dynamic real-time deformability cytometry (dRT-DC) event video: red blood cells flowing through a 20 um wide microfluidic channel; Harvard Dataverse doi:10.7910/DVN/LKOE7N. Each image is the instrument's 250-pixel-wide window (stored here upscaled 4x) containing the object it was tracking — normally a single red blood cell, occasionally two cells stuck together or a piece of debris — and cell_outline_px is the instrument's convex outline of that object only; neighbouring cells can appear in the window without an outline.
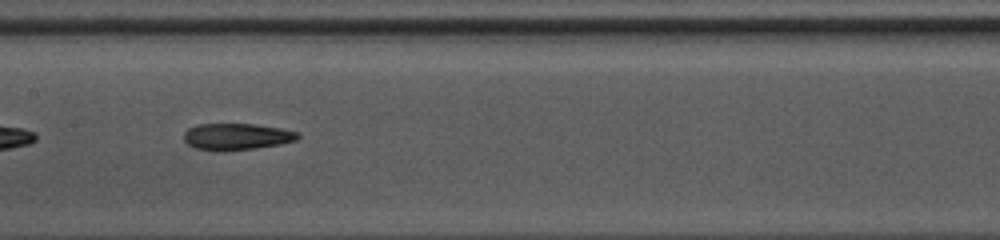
{"species": "common noctule bat (a hibernating species)", "species_latin": "Nyctalus noctula", "temperature_condition": "warm", "stored_images_in_passage": 31, "camera_frame_rate_fps": 3000, "um_per_image_px": 0.085, "animal": {"sex": "female", "body_mass_g": 10.0, "forearm_length_mm": 53.1}, "frame": {"image": 1, "passage_image": 10, "time_ms": 3.0, "image_size_px": [1000, 240], "cell_outline_px": [[300, 136], [296, 140], [280, 144], [256, 148], [224, 152], [216, 152], [196, 148], [188, 144], [184, 140], [184, 132], [188, 128], [196, 124], [252, 124], [280, 128], [300, 132]], "centroid_in_image_um": [20.1, 11.62], "position_along_channel_um": 187.3, "area_um2": 17.92}}
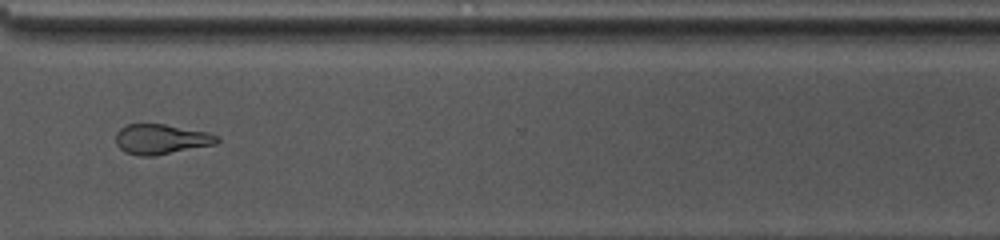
{"frame": {"image": 2, "passage_image": 22, "time_ms": 7.0, "image_size_px": [1000, 240], "cell_outline_px": [[220, 140], [216, 144], [152, 156], [140, 156], [124, 152], [116, 144], [116, 132], [120, 128], [128, 124], [164, 124], [208, 132], [220, 136]], "centroid_in_image_um": [13.7, 11.83], "position_along_channel_um": 356.9, "area_um2": 17.74}, "authors_computed_cell_mechanics": {"area_um2": 17.918, "velocity_mm_per_s": 4.25, "shape_relaxation_time_tau1_ms": 8.3983, "shape_relaxation_time_tau2_ms": 3.9125, "deformation_change_tau1": 0.2164, "deformation_change_tau2": 0.1438}}